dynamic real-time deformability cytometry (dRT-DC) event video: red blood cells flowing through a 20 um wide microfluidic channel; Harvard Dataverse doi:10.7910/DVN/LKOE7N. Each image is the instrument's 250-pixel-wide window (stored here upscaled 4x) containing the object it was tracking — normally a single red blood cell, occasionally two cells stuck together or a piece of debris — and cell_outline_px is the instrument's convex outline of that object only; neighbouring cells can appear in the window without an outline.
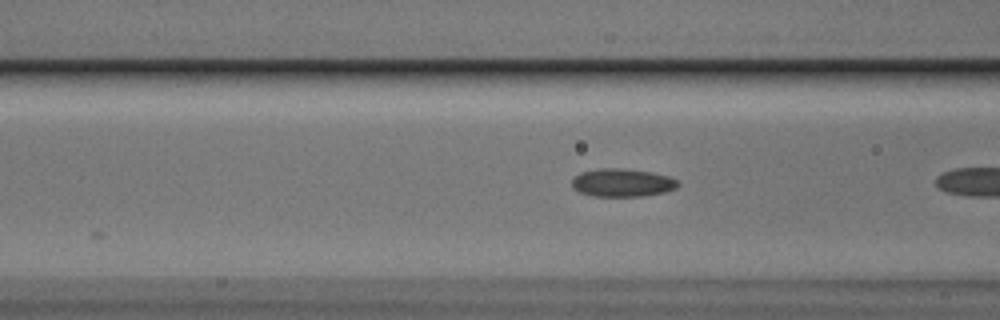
{"species": "Egyptian fruit bat (a non-hibernating species)", "species_latin": "Rousettus aegyptiacus", "temperature_condition": "cold", "stored_images_in_passage": 8, "camera_frame_rate_fps": 3000, "um_per_image_px": 0.085, "animal": {"sex": "male"}, "frame": {"image": 1, "passage_image": 7, "time_ms": 2.0, "image_size_px": [1000, 320], "cell_outline_px": [[680, 184], [676, 188], [664, 192], [640, 196], [592, 196], [580, 192], [572, 188], [572, 180], [580, 172], [604, 168], [616, 168], [648, 172], [668, 176], [676, 180]], "centroid_in_image_um": [52.87, 15.54], "position_along_channel_um": 113.7, "area_um2": 17.05}}